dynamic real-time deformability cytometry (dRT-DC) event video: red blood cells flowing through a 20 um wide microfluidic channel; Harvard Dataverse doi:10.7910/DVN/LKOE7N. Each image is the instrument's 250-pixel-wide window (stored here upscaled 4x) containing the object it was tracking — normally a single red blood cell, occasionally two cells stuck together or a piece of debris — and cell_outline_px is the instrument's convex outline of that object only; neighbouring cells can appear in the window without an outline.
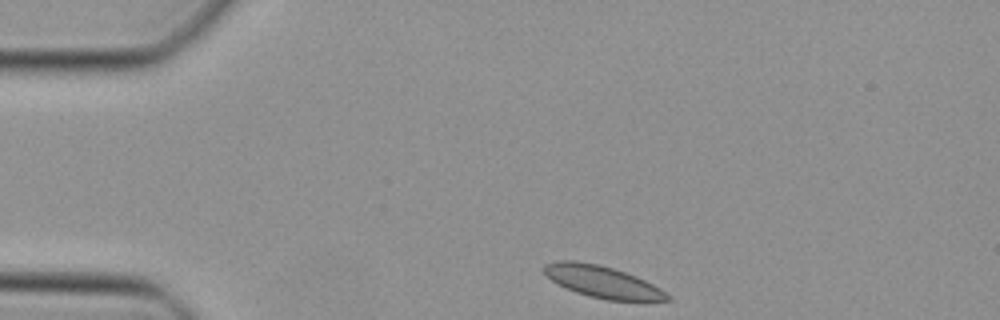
{"species": "Egyptian fruit bat (a non-hibernating species)", "species_latin": "Rousettus aegyptiacus", "temperature_condition": "cold", "stored_images_in_passage": 39, "camera_frame_rate_fps": 3000, "um_per_image_px": 0.085, "animal": {"sex": "female"}, "frame": {"image": 1, "passage_image": 1, "time_ms": 0.0, "image_size_px": [1000, 320], "cell_outline_px": [[672, 300], [608, 300], [588, 296], [576, 292], [552, 280], [544, 272], [544, 264], [556, 260], [576, 260], [600, 264], [636, 276], [660, 288], [672, 296]], "centroid_in_image_um": [51.21, 23.93], "position_along_channel_um": 33.8, "area_um2": 22.66}}
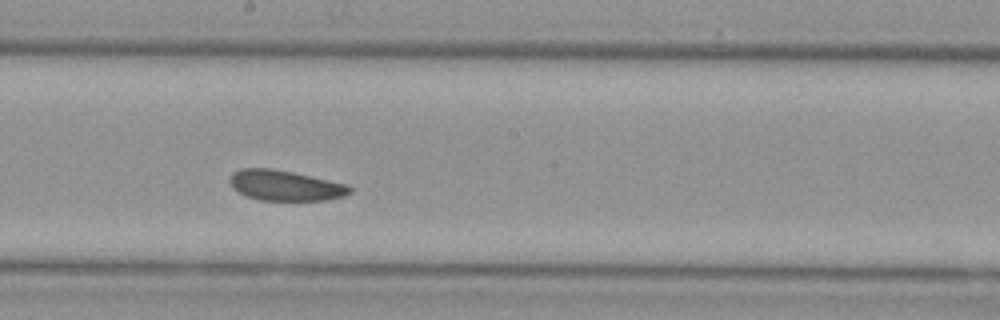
{"frame": {"image": 2, "passage_image": 18, "time_ms": 5.667, "image_size_px": [1000, 320], "cell_outline_px": [[352, 192], [344, 196], [328, 200], [260, 200], [248, 196], [232, 188], [228, 180], [232, 172], [240, 168], [272, 168], [292, 172], [348, 184], [352, 188]], "centroid_in_image_um": [24.24, 15.76], "position_along_channel_um": 224.0, "area_um2": 21.33}}
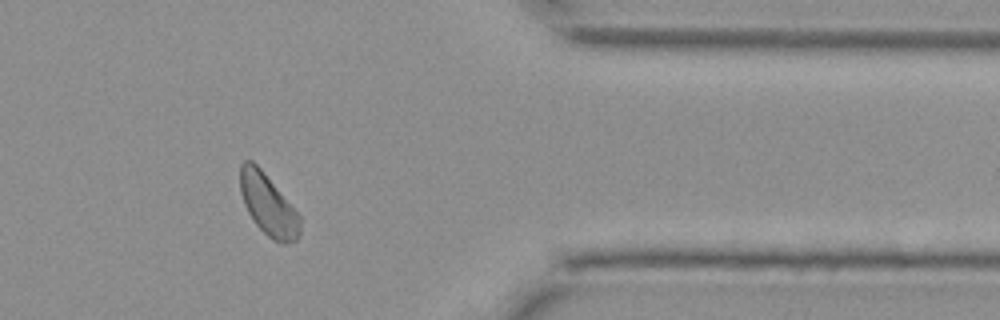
{"frame": {"image": 3, "passage_image": 31, "time_ms": 10.0, "image_size_px": [1000, 320], "cell_outline_px": [[300, 232], [296, 240], [284, 244], [280, 244], [272, 240], [252, 220], [244, 204], [240, 192], [240, 164], [244, 160], [252, 160], [260, 168], [300, 216]], "centroid_in_image_um": [22.77, 17.42], "position_along_channel_um": 388.6, "area_um2": 21.15}}